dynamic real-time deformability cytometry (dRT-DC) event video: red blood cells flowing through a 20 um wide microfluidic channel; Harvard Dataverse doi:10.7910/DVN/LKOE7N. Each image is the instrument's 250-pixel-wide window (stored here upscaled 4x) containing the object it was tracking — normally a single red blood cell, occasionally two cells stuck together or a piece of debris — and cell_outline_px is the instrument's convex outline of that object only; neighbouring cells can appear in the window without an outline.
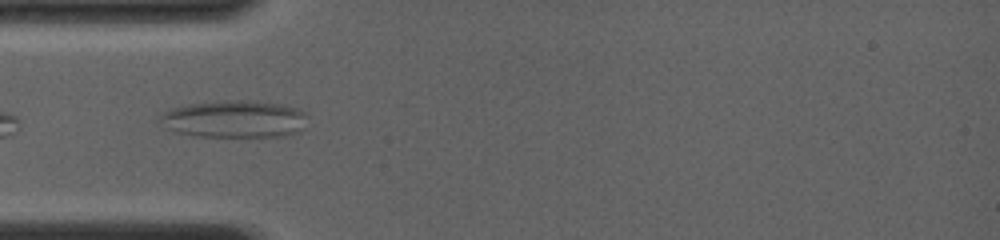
{"species": "common noctule bat (a hibernating species)", "species_latin": "Nyctalus noctula", "temperature_condition": "room temperature", "stored_images_in_passage": 2, "camera_frame_rate_fps": 4000, "um_per_image_px": 0.085, "animal": {"sex": "female", "body_mass_g": 19.0, "forearm_length_mm": 56.7}, "frame": {"image": 1, "passage_image": 1, "time_ms": 0.0, "image_size_px": [1000, 240], "cell_outline_px": [[304, 128], [296, 132], [284, 136], [196, 136], [176, 132], [164, 128], [156, 120], [164, 112], [172, 108], [188, 104], [228, 100], [256, 100], [280, 104], [296, 108], [304, 112]], "centroid_in_image_um": [19.86, 10.11], "position_along_channel_um": 65.1, "area_um2": 32.08}}
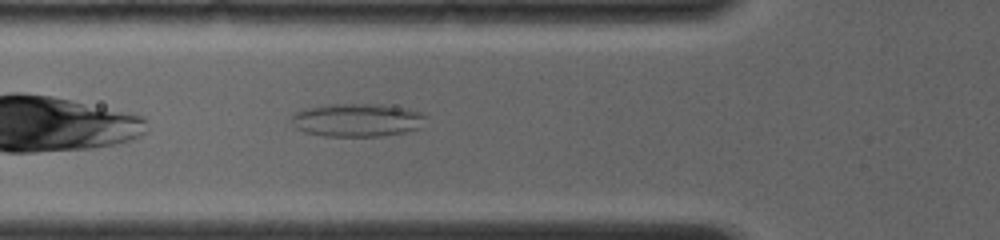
{"frame": {"image": 2, "passage_image": 2, "time_ms": 0.75, "image_size_px": [1000, 240], "cell_outline_px": [[428, 116], [420, 128], [404, 132], [380, 136], [324, 136], [304, 132], [296, 128], [292, 120], [292, 116], [296, 112], [308, 108], [328, 104], [380, 104], [404, 108], [420, 112]], "centroid_in_image_um": [30.38, 10.2], "position_along_channel_um": 95.4, "area_um2": 25.89}}